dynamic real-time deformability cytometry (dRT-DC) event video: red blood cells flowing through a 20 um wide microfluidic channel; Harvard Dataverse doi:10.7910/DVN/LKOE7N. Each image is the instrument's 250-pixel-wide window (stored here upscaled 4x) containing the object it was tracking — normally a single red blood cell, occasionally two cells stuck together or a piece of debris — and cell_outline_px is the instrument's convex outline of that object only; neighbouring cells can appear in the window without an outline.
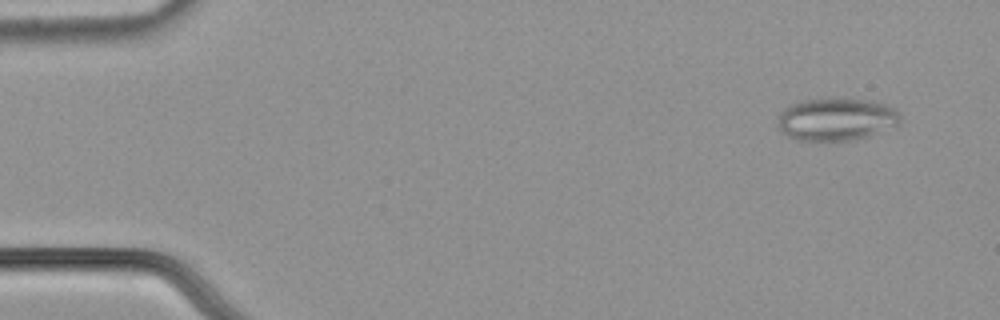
{"species": "common noctule bat (a hibernating species)", "species_latin": "Nyctalus noctula", "temperature_condition": "cold", "stored_images_in_passage": 10, "camera_frame_rate_fps": 3000, "um_per_image_px": 0.085, "animal": {"sex": "male", "body_mass_g": 21.5, "forearm_length_mm": 52.0}, "frame": {"image": 1, "passage_image": 4, "time_ms": 1.0, "image_size_px": [1000, 320], "cell_outline_px": [[900, 120], [896, 124], [868, 136], [848, 140], [796, 140], [788, 136], [780, 128], [780, 112], [784, 108], [800, 100], [832, 96], [844, 96], [872, 100], [896, 108], [900, 116]], "centroid_in_image_um": [71.09, 10.07], "position_along_channel_um": 13.9, "area_um2": 30.69}}